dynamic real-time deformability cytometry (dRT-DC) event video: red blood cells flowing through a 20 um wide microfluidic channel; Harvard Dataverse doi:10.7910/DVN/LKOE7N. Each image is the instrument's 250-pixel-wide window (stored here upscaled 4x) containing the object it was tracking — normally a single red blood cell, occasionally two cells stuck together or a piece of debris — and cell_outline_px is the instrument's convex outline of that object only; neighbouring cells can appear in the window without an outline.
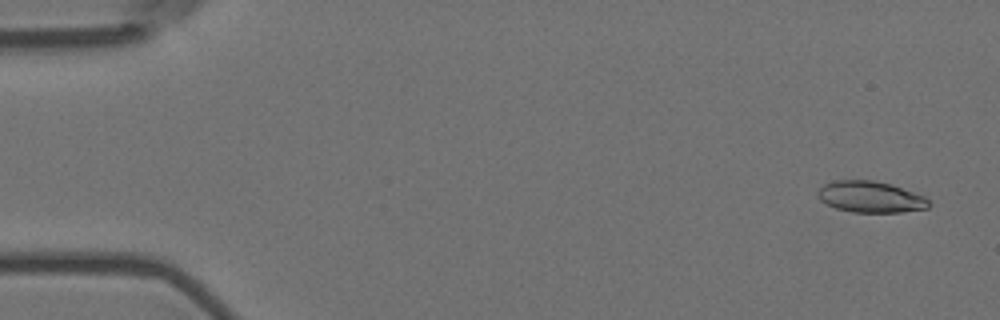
{"species": "Egyptian fruit bat (a non-hibernating species)", "species_latin": "Rousettus aegyptiacus", "temperature_condition": "room temperature", "stored_images_in_passage": 4, "camera_frame_rate_fps": 3000, "um_per_image_px": 0.085, "animal": {"sex": "female"}, "frame": {"image": 1, "passage_image": 1, "time_ms": 0.0, "image_size_px": [1000, 320], "cell_outline_px": [[932, 204], [928, 208], [900, 212], [852, 212], [836, 208], [820, 200], [816, 196], [816, 192], [824, 184], [836, 180], [872, 180], [888, 184], [924, 196]], "centroid_in_image_um": [73.96, 16.74], "position_along_channel_um": 11.0, "area_um2": 20.06}}
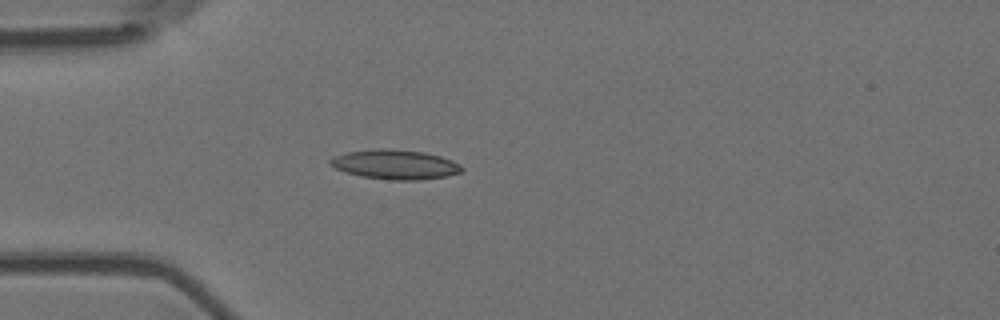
{"frame": {"image": 2, "passage_image": 4, "time_ms": 1.0, "image_size_px": [1000, 320], "cell_outline_px": [[464, 168], [460, 172], [448, 176], [416, 180], [392, 180], [360, 176], [336, 168], [328, 164], [328, 160], [344, 152], [376, 148], [384, 148], [424, 152], [440, 156], [452, 160], [460, 164]], "centroid_in_image_um": [33.58, 13.97], "position_along_channel_um": 51.4, "area_um2": 22.66}}